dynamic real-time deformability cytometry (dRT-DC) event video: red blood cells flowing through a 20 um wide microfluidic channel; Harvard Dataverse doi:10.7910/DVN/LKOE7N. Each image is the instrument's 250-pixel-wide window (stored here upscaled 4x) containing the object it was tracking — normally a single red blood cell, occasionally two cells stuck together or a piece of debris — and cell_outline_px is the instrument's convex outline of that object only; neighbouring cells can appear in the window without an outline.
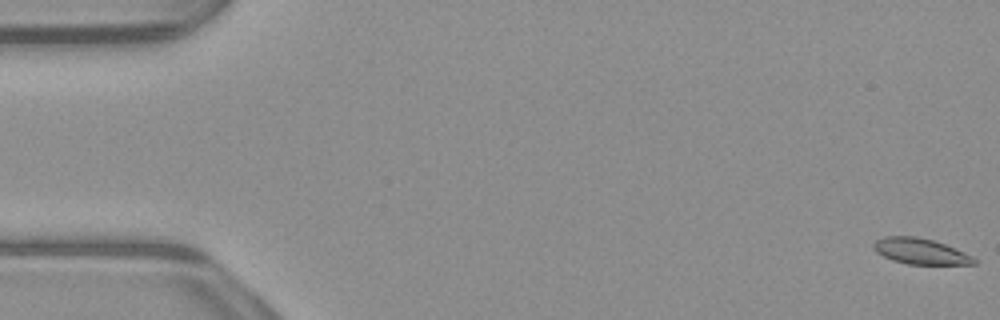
{"species": "common noctule bat (a hibernating species)", "species_latin": "Nyctalus noctula", "temperature_condition": "warm", "stored_images_in_passage": 54, "camera_frame_rate_fps": 3000, "um_per_image_px": 0.085, "animal": {"sex": "male", "body_mass_g": 23.1, "forearm_length_mm": 52.7}, "frame": {"image": 1, "passage_image": 1, "time_ms": 0.0, "image_size_px": [1000, 320], "cell_outline_px": [[976, 264], [908, 264], [892, 260], [876, 252], [872, 248], [872, 244], [876, 240], [884, 236], [916, 236], [932, 240], [944, 244], [964, 252], [972, 256], [976, 260]], "centroid_in_image_um": [78.19, 21.35], "position_along_channel_um": 6.8, "area_um2": 15.03}}
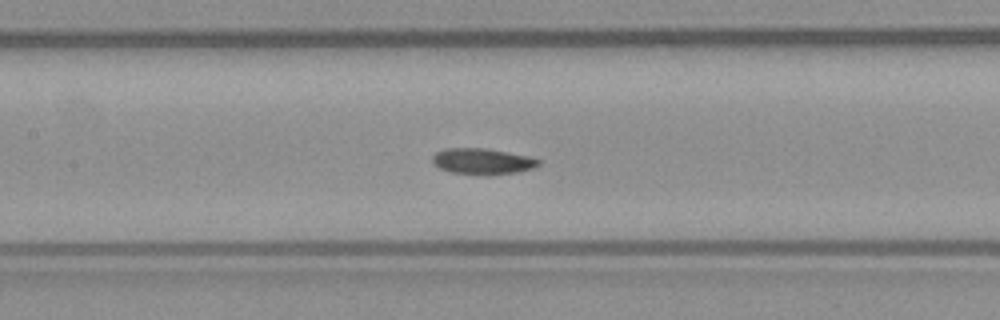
{"frame": {"image": 2, "passage_image": 25, "time_ms": 8.0, "image_size_px": [1000, 320], "cell_outline_px": [[540, 164], [536, 168], [520, 172], [448, 172], [432, 164], [432, 156], [436, 152], [444, 148], [484, 148], [508, 152], [528, 156], [540, 160]], "centroid_in_image_um": [40.99, 13.67], "position_along_channel_um": 166.4, "area_um2": 15.49}}
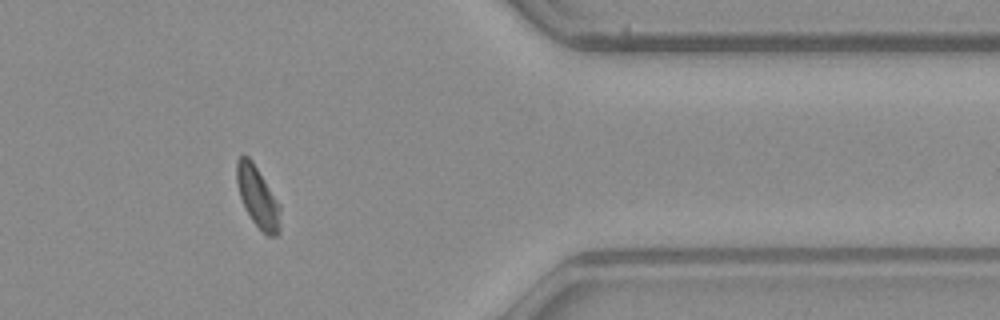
{"frame": {"image": 3, "passage_image": 44, "time_ms": 14.333, "image_size_px": [1000, 320], "cell_outline_px": [[280, 232], [276, 236], [268, 236], [252, 220], [244, 208], [240, 196], [236, 180], [236, 160], [240, 156], [248, 156], [252, 160], [280, 204]], "centroid_in_image_um": [21.9, 16.74], "position_along_channel_um": 389.5, "area_um2": 15.43}, "authors_computed_cell_mechanics": {"area_um2": 15.8661, "velocity_mm_per_s": 3.9024, "shape_relaxation_time_tau1_ms": 3.9213, "shape_relaxation_time_tau2_ms": 4.3081, "deformation_change_tau1": 0.1033, "deformation_change_tau2": 0.0842}}